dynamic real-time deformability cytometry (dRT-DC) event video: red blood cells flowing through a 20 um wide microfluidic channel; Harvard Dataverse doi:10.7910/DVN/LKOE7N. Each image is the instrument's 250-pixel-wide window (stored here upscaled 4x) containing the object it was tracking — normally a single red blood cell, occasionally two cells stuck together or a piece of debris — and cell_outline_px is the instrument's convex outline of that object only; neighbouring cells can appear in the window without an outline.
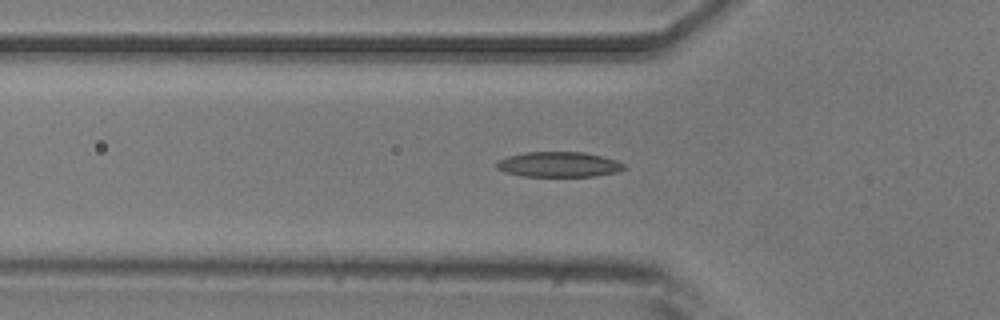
{"species": "common noctule bat (a hibernating species)", "species_latin": "Nyctalus noctula", "temperature_condition": "room temperature", "stored_images_in_passage": 43, "camera_frame_rate_fps": 3000, "um_per_image_px": 0.085, "animal": {"sex": "male", "body_mass_g": 20.5, "forearm_length_mm": 52.5}, "frame": {"image": 1, "passage_image": 8, "time_ms": 2.333, "image_size_px": [1000, 320], "cell_outline_px": [[628, 168], [616, 172], [592, 176], [520, 176], [496, 168], [496, 164], [500, 160], [508, 156], [524, 152], [584, 152], [616, 160], [624, 164]], "centroid_in_image_um": [47.51, 13.97], "position_along_channel_um": 78.3, "area_um2": 18.55}}
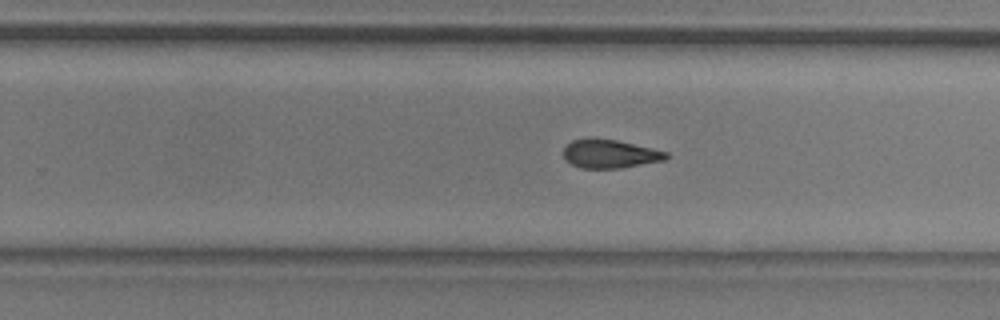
{"frame": {"image": 2, "passage_image": 24, "time_ms": 7.667, "image_size_px": [1000, 320], "cell_outline_px": [[668, 156], [664, 160], [620, 168], [580, 168], [564, 160], [564, 148], [572, 140], [592, 136], [616, 140], [652, 148], [668, 152]], "centroid_in_image_um": [51.79, 13.05], "position_along_channel_um": 278.0, "area_um2": 17.22}}
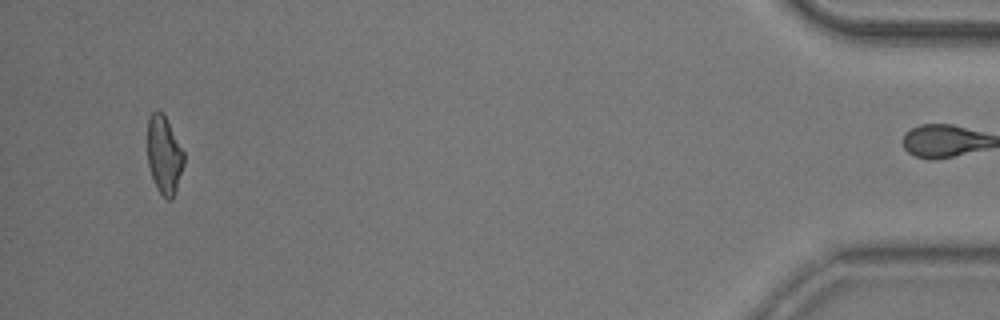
{"frame": {"image": 3, "passage_image": 42, "time_ms": 13.667, "image_size_px": [1000, 320], "cell_outline_px": [[184, 164], [176, 192], [172, 200], [168, 200], [156, 188], [148, 164], [148, 120], [152, 112], [156, 108], [164, 112], [184, 152]], "centroid_in_image_um": [13.96, 13.14], "position_along_channel_um": 421.2, "area_um2": 16.76}, "authors_computed_cell_mechanics": {"area_um2": 17.6868, "velocity_mm_per_s": 3.7223, "shape_relaxation_time_tau1_ms": 6.2774, "shape_relaxation_time_tau2_ms": 4.3651, "deformation_change_tau1": 0.1644, "deformation_change_tau2": 0.1127}}